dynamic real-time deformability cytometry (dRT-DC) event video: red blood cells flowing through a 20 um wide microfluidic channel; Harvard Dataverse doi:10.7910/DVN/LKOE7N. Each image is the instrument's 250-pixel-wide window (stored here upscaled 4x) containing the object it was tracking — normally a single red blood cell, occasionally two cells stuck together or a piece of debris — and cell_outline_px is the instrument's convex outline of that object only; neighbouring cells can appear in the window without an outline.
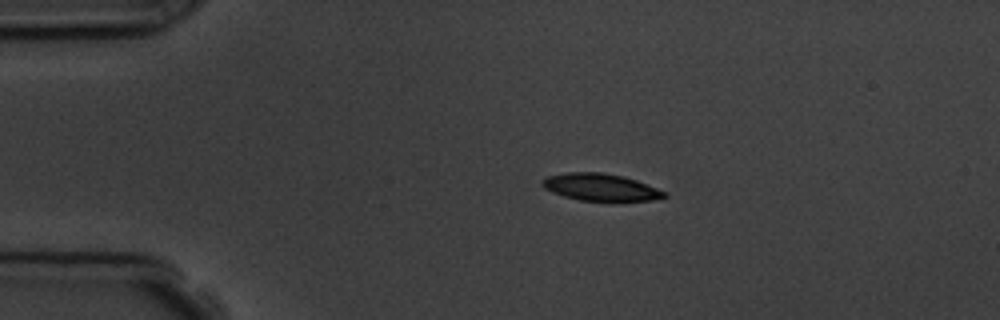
{"species": "common noctule bat (a hibernating species)", "species_latin": "Nyctalus noctula", "temperature_condition": "room temperature", "stored_images_in_passage": 4, "camera_frame_rate_fps": 3000, "um_per_image_px": 0.085, "animal": {"sex": "male", "body_mass_g": 19.5, "forearm_length_mm": 54.6}, "frame": {"image": 1, "passage_image": 3, "time_ms": 2.0, "image_size_px": [1000, 320], "cell_outline_px": [[668, 196], [652, 200], [580, 200], [564, 196], [552, 192], [544, 188], [540, 184], [540, 180], [544, 176], [564, 172], [600, 172], [624, 176], [636, 180], [668, 192]], "centroid_in_image_um": [51.0, 15.89], "position_along_channel_um": 34.0, "area_um2": 19.36}}